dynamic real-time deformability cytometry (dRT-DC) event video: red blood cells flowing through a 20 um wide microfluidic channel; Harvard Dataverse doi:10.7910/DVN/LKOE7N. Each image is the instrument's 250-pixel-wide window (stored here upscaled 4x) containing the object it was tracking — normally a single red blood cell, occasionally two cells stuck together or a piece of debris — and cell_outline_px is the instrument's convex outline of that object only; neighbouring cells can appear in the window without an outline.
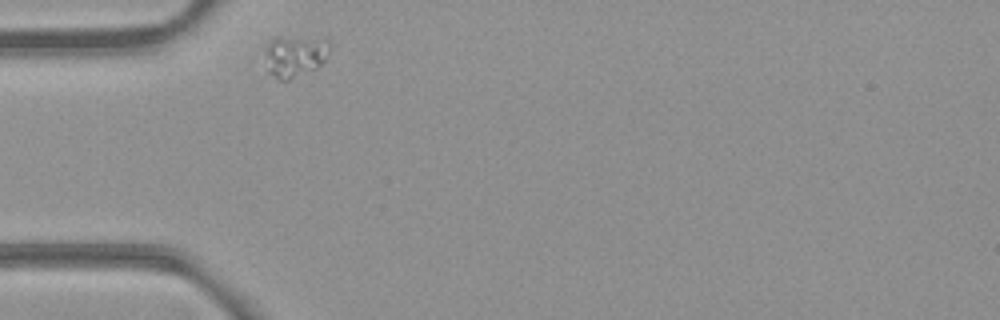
{"species": "common noctule bat (a hibernating species)", "species_latin": "Nyctalus noctula", "temperature_condition": "room temperature", "stored_images_in_passage": 31, "camera_frame_rate_fps": 3000, "um_per_image_px": 0.085, "animal": {"sex": "female", "body_mass_g": 21.9}, "frame": {"image": 1, "passage_image": 1, "time_ms": 0.0, "image_size_px": [1000, 320], "cell_outline_px": [[328, 56], [316, 68], [288, 80], [280, 80], [268, 72], [264, 48], [268, 40], [276, 36], [328, 36]], "centroid_in_image_um": [25.06, 4.68], "position_along_channel_um": 59.9, "area_um2": 16.3}}
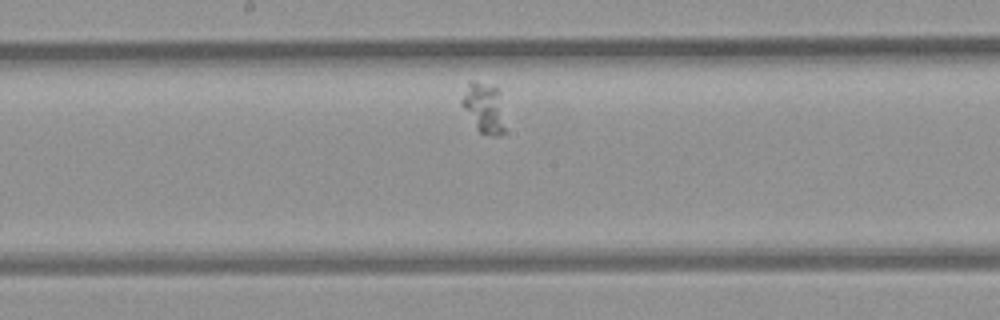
{"frame": {"image": 2, "passage_image": 14, "time_ms": 4.333, "image_size_px": [1000, 320], "cell_outline_px": [[504, 132], [500, 136], [492, 136], [480, 132], [476, 128], [460, 104], [460, 100], [468, 80], [472, 80], [496, 88], [500, 92], [504, 128]], "centroid_in_image_um": [41.1, 9.16], "position_along_channel_um": 207.1, "area_um2": 12.66}}
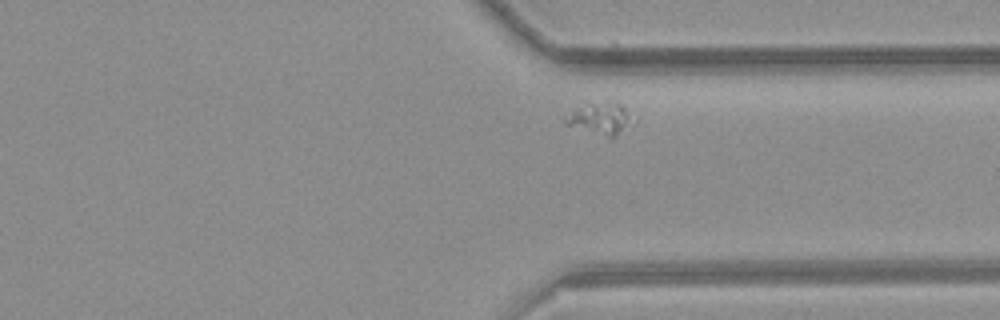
{"frame": {"image": 3, "passage_image": 27, "time_ms": 8.667, "image_size_px": [1000, 320], "cell_outline_px": [[628, 124], [616, 136], [608, 136], [564, 124], [564, 116], [580, 100], [616, 100], [624, 108], [628, 120]], "centroid_in_image_um": [50.83, 9.93], "position_along_channel_um": 360.6, "area_um2": 12.66}}